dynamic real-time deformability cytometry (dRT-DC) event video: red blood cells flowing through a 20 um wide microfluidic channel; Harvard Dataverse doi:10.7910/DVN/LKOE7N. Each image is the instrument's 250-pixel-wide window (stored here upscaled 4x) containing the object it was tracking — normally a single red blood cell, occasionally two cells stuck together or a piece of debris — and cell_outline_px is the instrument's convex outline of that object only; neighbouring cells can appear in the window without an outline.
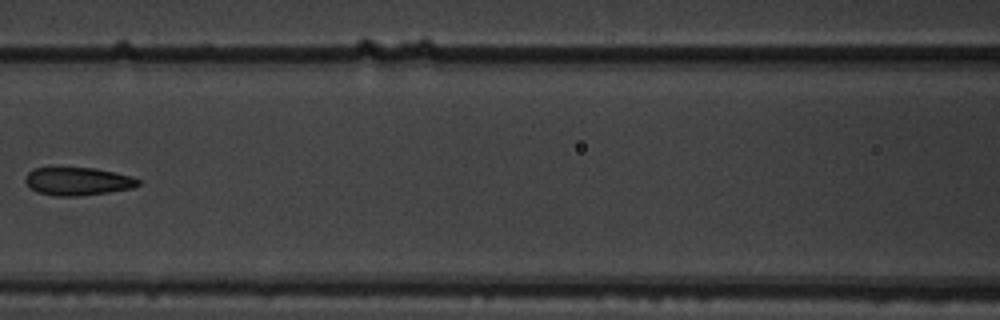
{"species": "common noctule bat (a hibernating species)", "species_latin": "Nyctalus noctula", "temperature_condition": "warm", "stored_images_in_passage": 9, "camera_frame_rate_fps": 3000, "um_per_image_px": 0.085, "animal": {"sex": "male", "body_mass_g": 19.5, "forearm_length_mm": 54.6}, "frame": {"image": 1, "passage_image": 8, "time_ms": 2.333, "image_size_px": [1000, 320], "cell_outline_px": [[140, 184], [132, 188], [108, 192], [76, 196], [56, 196], [36, 192], [24, 180], [28, 172], [32, 168], [96, 168], [132, 176], [140, 180]], "centroid_in_image_um": [6.61, 15.41], "position_along_channel_um": 160.0, "area_um2": 18.32}}
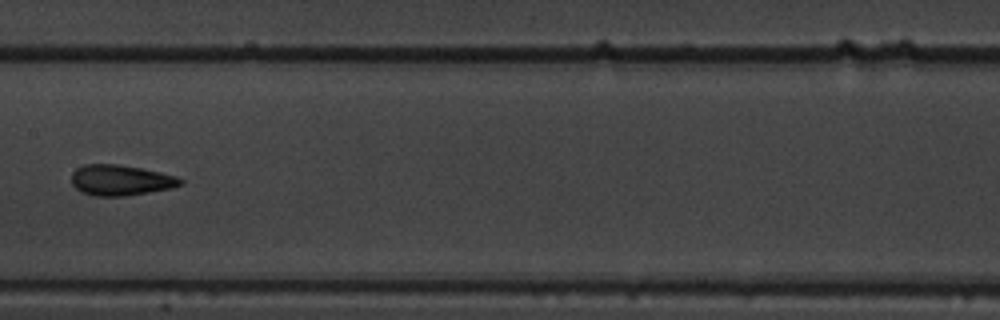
{"frame": {"image": 2, "passage_image": 9, "time_ms": 2.667, "image_size_px": [1000, 320], "cell_outline_px": [[184, 184], [172, 188], [124, 196], [92, 196], [80, 192], [72, 184], [72, 172], [76, 168], [84, 164], [116, 164], [140, 168], [160, 172], [176, 176], [184, 180]], "centroid_in_image_um": [10.24, 15.32], "position_along_channel_um": 197.2, "area_um2": 19.54}}